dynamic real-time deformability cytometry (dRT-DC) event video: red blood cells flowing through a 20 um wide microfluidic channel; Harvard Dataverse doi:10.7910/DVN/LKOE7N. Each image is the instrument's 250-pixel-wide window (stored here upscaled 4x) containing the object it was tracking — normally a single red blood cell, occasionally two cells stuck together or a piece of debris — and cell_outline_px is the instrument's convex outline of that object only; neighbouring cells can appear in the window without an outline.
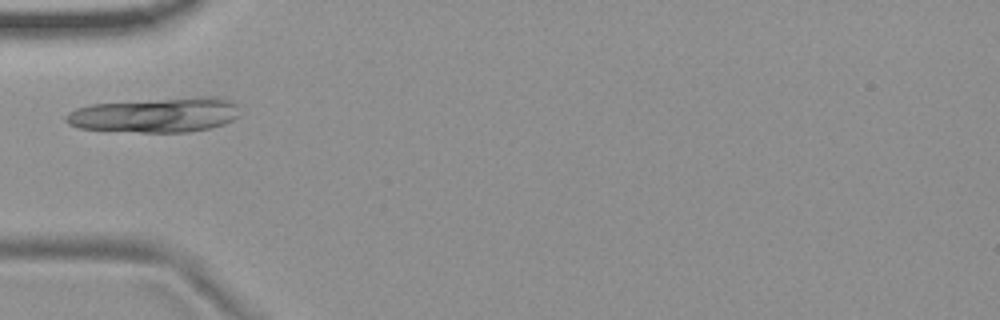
{"species": "common noctule bat (a hibernating species)", "species_latin": "Nyctalus noctula", "temperature_condition": "room temperature", "stored_images_in_passage": 7, "camera_frame_rate_fps": 3000, "um_per_image_px": 0.085, "animal": {"sex": "female", "body_mass_g": 19.9}, "frame": {"image": 1, "passage_image": 4, "time_ms": 1.0, "image_size_px": [1000, 320], "cell_outline_px": [[240, 116], [224, 124], [208, 128], [188, 132], [140, 132], [80, 128], [68, 124], [64, 120], [64, 116], [68, 112], [76, 108], [92, 104], [192, 96], [216, 96], [236, 100]], "centroid_in_image_um": [13.28, 9.75], "position_along_channel_um": 71.7, "area_um2": 35.72}}
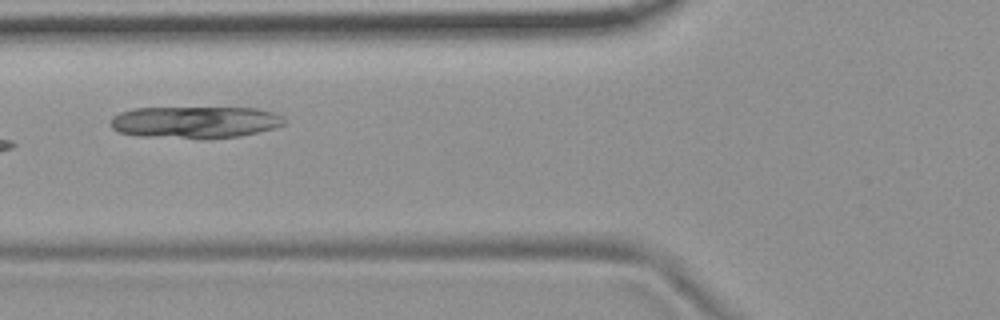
{"frame": {"image": 2, "passage_image": 5, "time_ms": 1.333, "image_size_px": [1000, 320], "cell_outline_px": [[284, 124], [276, 128], [240, 136], [204, 140], [140, 136], [120, 132], [112, 128], [112, 116], [120, 112], [132, 108], [256, 108], [272, 112], [280, 116], [284, 120]], "centroid_in_image_um": [16.58, 10.4], "position_along_channel_um": 109.2, "area_um2": 32.6}}
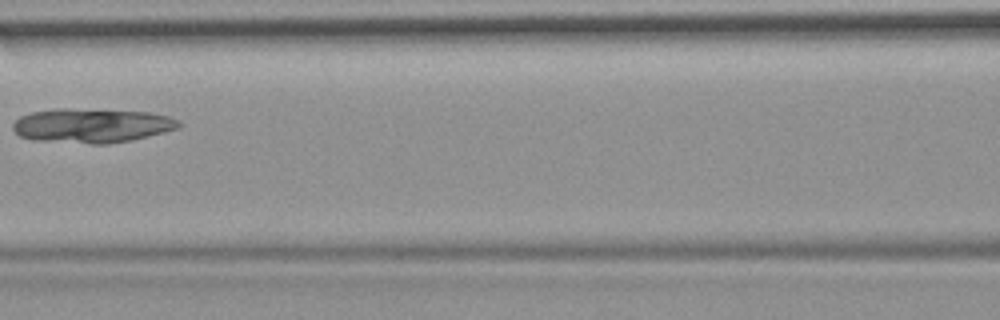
{"frame": {"image": 3, "passage_image": 6, "time_ms": 1.667, "image_size_px": [1000, 320], "cell_outline_px": [[184, 124], [180, 128], [132, 140], [108, 144], [92, 144], [32, 140], [20, 136], [12, 128], [12, 124], [20, 116], [32, 112], [56, 108], [68, 108], [148, 112], [168, 116], [180, 120]], "centroid_in_image_um": [7.82, 10.67], "position_along_channel_um": 158.8, "area_um2": 33.47}}